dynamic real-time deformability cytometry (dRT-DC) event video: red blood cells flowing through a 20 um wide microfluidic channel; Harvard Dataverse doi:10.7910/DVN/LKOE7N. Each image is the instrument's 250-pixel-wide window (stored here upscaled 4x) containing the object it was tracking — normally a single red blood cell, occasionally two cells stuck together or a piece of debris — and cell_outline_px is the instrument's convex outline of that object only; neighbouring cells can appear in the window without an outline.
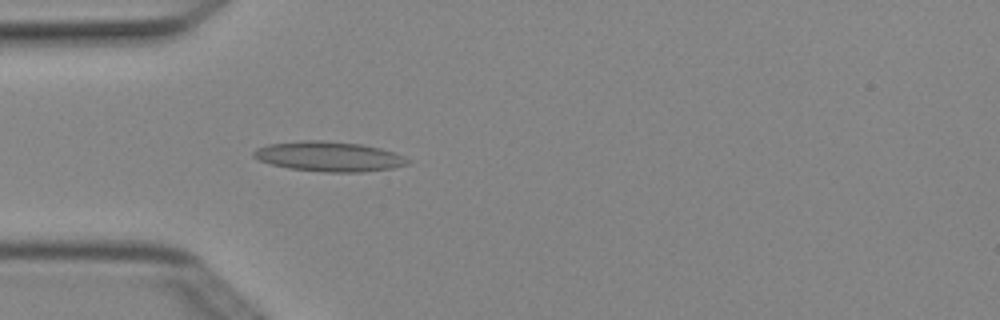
{"species": "Egyptian fruit bat (a non-hibernating species)", "species_latin": "Rousettus aegyptiacus", "temperature_condition": "cold", "stored_images_in_passage": 4, "camera_frame_rate_fps": 3000, "um_per_image_px": 0.085, "animal": {"sex": "female"}, "frame": {"image": 1, "passage_image": 4, "time_ms": 1.0, "image_size_px": [1000, 320], "cell_outline_px": [[408, 164], [392, 168], [364, 172], [324, 172], [288, 168], [272, 164], [260, 160], [252, 156], [252, 152], [256, 148], [268, 144], [304, 140], [320, 140], [360, 144], [380, 148], [404, 156], [408, 160]], "centroid_in_image_um": [27.93, 13.3], "position_along_channel_um": 57.1, "area_um2": 26.7}}